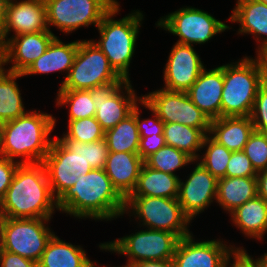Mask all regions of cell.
I'll return each instance as SVG.
<instances>
[{"label":"cell","instance_id":"obj_1","mask_svg":"<svg viewBox=\"0 0 267 267\" xmlns=\"http://www.w3.org/2000/svg\"><path fill=\"white\" fill-rule=\"evenodd\" d=\"M126 199L116 190L104 169H92L57 199L58 211L75 218L113 220L124 215Z\"/></svg>","mask_w":267,"mask_h":267},{"label":"cell","instance_id":"obj_2","mask_svg":"<svg viewBox=\"0 0 267 267\" xmlns=\"http://www.w3.org/2000/svg\"><path fill=\"white\" fill-rule=\"evenodd\" d=\"M55 208L44 164H20L0 200V213L8 218H51Z\"/></svg>","mask_w":267,"mask_h":267},{"label":"cell","instance_id":"obj_3","mask_svg":"<svg viewBox=\"0 0 267 267\" xmlns=\"http://www.w3.org/2000/svg\"><path fill=\"white\" fill-rule=\"evenodd\" d=\"M55 125L52 114L37 110L3 123L0 155L20 164L43 163L54 139L50 137Z\"/></svg>","mask_w":267,"mask_h":267},{"label":"cell","instance_id":"obj_4","mask_svg":"<svg viewBox=\"0 0 267 267\" xmlns=\"http://www.w3.org/2000/svg\"><path fill=\"white\" fill-rule=\"evenodd\" d=\"M119 6L117 2L103 16L101 23L97 26L100 40H92V42L105 54L113 69L129 81V65L132 63L137 36H139L144 16L139 10H133L122 19L115 20L113 17L120 11Z\"/></svg>","mask_w":267,"mask_h":267},{"label":"cell","instance_id":"obj_5","mask_svg":"<svg viewBox=\"0 0 267 267\" xmlns=\"http://www.w3.org/2000/svg\"><path fill=\"white\" fill-rule=\"evenodd\" d=\"M262 83V69L257 58L245 56L223 65L221 117L251 116Z\"/></svg>","mask_w":267,"mask_h":267},{"label":"cell","instance_id":"obj_6","mask_svg":"<svg viewBox=\"0 0 267 267\" xmlns=\"http://www.w3.org/2000/svg\"><path fill=\"white\" fill-rule=\"evenodd\" d=\"M130 212L140 220V227L168 231L179 238L192 234L188 229L191 219L184 213L177 198L128 196L124 214Z\"/></svg>","mask_w":267,"mask_h":267},{"label":"cell","instance_id":"obj_7","mask_svg":"<svg viewBox=\"0 0 267 267\" xmlns=\"http://www.w3.org/2000/svg\"><path fill=\"white\" fill-rule=\"evenodd\" d=\"M179 237L163 230L145 229L113 241L99 245L108 250L128 257V265L144 261L172 260Z\"/></svg>","mask_w":267,"mask_h":267},{"label":"cell","instance_id":"obj_8","mask_svg":"<svg viewBox=\"0 0 267 267\" xmlns=\"http://www.w3.org/2000/svg\"><path fill=\"white\" fill-rule=\"evenodd\" d=\"M43 164L56 199L77 182V177L92 170L83 157V143L57 137L53 139Z\"/></svg>","mask_w":267,"mask_h":267},{"label":"cell","instance_id":"obj_9","mask_svg":"<svg viewBox=\"0 0 267 267\" xmlns=\"http://www.w3.org/2000/svg\"><path fill=\"white\" fill-rule=\"evenodd\" d=\"M116 80H126L110 65L92 40H80L72 67L59 90H89Z\"/></svg>","mask_w":267,"mask_h":267},{"label":"cell","instance_id":"obj_10","mask_svg":"<svg viewBox=\"0 0 267 267\" xmlns=\"http://www.w3.org/2000/svg\"><path fill=\"white\" fill-rule=\"evenodd\" d=\"M156 26L178 36L176 43L192 46L204 44L215 35L230 29V26L208 12L188 6L162 16Z\"/></svg>","mask_w":267,"mask_h":267},{"label":"cell","instance_id":"obj_11","mask_svg":"<svg viewBox=\"0 0 267 267\" xmlns=\"http://www.w3.org/2000/svg\"><path fill=\"white\" fill-rule=\"evenodd\" d=\"M47 25L68 34L80 27H97L117 0H44Z\"/></svg>","mask_w":267,"mask_h":267},{"label":"cell","instance_id":"obj_12","mask_svg":"<svg viewBox=\"0 0 267 267\" xmlns=\"http://www.w3.org/2000/svg\"><path fill=\"white\" fill-rule=\"evenodd\" d=\"M50 219L4 217V250L39 262L48 242L55 234L46 226Z\"/></svg>","mask_w":267,"mask_h":267},{"label":"cell","instance_id":"obj_13","mask_svg":"<svg viewBox=\"0 0 267 267\" xmlns=\"http://www.w3.org/2000/svg\"><path fill=\"white\" fill-rule=\"evenodd\" d=\"M141 97L164 123H180L209 134L211 120L191 101L187 92L160 88Z\"/></svg>","mask_w":267,"mask_h":267},{"label":"cell","instance_id":"obj_14","mask_svg":"<svg viewBox=\"0 0 267 267\" xmlns=\"http://www.w3.org/2000/svg\"><path fill=\"white\" fill-rule=\"evenodd\" d=\"M90 93L96 107L94 117L104 131L124 120L142 100L136 95L130 80H116L97 86L90 89Z\"/></svg>","mask_w":267,"mask_h":267},{"label":"cell","instance_id":"obj_15","mask_svg":"<svg viewBox=\"0 0 267 267\" xmlns=\"http://www.w3.org/2000/svg\"><path fill=\"white\" fill-rule=\"evenodd\" d=\"M220 239L195 242L193 235L179 239L173 263L175 267H228L239 251Z\"/></svg>","mask_w":267,"mask_h":267},{"label":"cell","instance_id":"obj_16","mask_svg":"<svg viewBox=\"0 0 267 267\" xmlns=\"http://www.w3.org/2000/svg\"><path fill=\"white\" fill-rule=\"evenodd\" d=\"M55 37L52 31L11 36L0 47V66L12 63V66L5 70L24 73L46 51Z\"/></svg>","mask_w":267,"mask_h":267},{"label":"cell","instance_id":"obj_17","mask_svg":"<svg viewBox=\"0 0 267 267\" xmlns=\"http://www.w3.org/2000/svg\"><path fill=\"white\" fill-rule=\"evenodd\" d=\"M217 182L199 161L185 182L180 179L177 199L191 221L216 200Z\"/></svg>","mask_w":267,"mask_h":267},{"label":"cell","instance_id":"obj_18","mask_svg":"<svg viewBox=\"0 0 267 267\" xmlns=\"http://www.w3.org/2000/svg\"><path fill=\"white\" fill-rule=\"evenodd\" d=\"M204 67L192 45L175 43L163 70L165 84L162 88L187 92Z\"/></svg>","mask_w":267,"mask_h":267},{"label":"cell","instance_id":"obj_19","mask_svg":"<svg viewBox=\"0 0 267 267\" xmlns=\"http://www.w3.org/2000/svg\"><path fill=\"white\" fill-rule=\"evenodd\" d=\"M11 30L17 36L24 33L51 31L47 25L44 0H10L4 21L0 47L8 40Z\"/></svg>","mask_w":267,"mask_h":267},{"label":"cell","instance_id":"obj_20","mask_svg":"<svg viewBox=\"0 0 267 267\" xmlns=\"http://www.w3.org/2000/svg\"><path fill=\"white\" fill-rule=\"evenodd\" d=\"M223 65L209 71L204 68L187 91L191 101L210 119L221 117Z\"/></svg>","mask_w":267,"mask_h":267},{"label":"cell","instance_id":"obj_21","mask_svg":"<svg viewBox=\"0 0 267 267\" xmlns=\"http://www.w3.org/2000/svg\"><path fill=\"white\" fill-rule=\"evenodd\" d=\"M144 164L138 153L108 152L104 171L116 190L126 199L134 190Z\"/></svg>","mask_w":267,"mask_h":267},{"label":"cell","instance_id":"obj_22","mask_svg":"<svg viewBox=\"0 0 267 267\" xmlns=\"http://www.w3.org/2000/svg\"><path fill=\"white\" fill-rule=\"evenodd\" d=\"M236 4L229 21L239 23L238 34L254 35L260 43L257 51L267 47V5L257 0H237Z\"/></svg>","mask_w":267,"mask_h":267},{"label":"cell","instance_id":"obj_23","mask_svg":"<svg viewBox=\"0 0 267 267\" xmlns=\"http://www.w3.org/2000/svg\"><path fill=\"white\" fill-rule=\"evenodd\" d=\"M78 45L79 40L65 44L56 36L46 51L23 73V76L65 71L67 74L61 83L62 85L73 65Z\"/></svg>","mask_w":267,"mask_h":267},{"label":"cell","instance_id":"obj_24","mask_svg":"<svg viewBox=\"0 0 267 267\" xmlns=\"http://www.w3.org/2000/svg\"><path fill=\"white\" fill-rule=\"evenodd\" d=\"M254 131L250 116L219 117L210 121L209 135L232 152L243 151Z\"/></svg>","mask_w":267,"mask_h":267},{"label":"cell","instance_id":"obj_25","mask_svg":"<svg viewBox=\"0 0 267 267\" xmlns=\"http://www.w3.org/2000/svg\"><path fill=\"white\" fill-rule=\"evenodd\" d=\"M231 221L248 238L264 239L267 232V201L256 196L230 213Z\"/></svg>","mask_w":267,"mask_h":267},{"label":"cell","instance_id":"obj_26","mask_svg":"<svg viewBox=\"0 0 267 267\" xmlns=\"http://www.w3.org/2000/svg\"><path fill=\"white\" fill-rule=\"evenodd\" d=\"M258 195L257 177H222L217 182L216 203L231 213Z\"/></svg>","mask_w":267,"mask_h":267},{"label":"cell","instance_id":"obj_27","mask_svg":"<svg viewBox=\"0 0 267 267\" xmlns=\"http://www.w3.org/2000/svg\"><path fill=\"white\" fill-rule=\"evenodd\" d=\"M39 267H97L83 247L67 243L53 235L39 260Z\"/></svg>","mask_w":267,"mask_h":267},{"label":"cell","instance_id":"obj_28","mask_svg":"<svg viewBox=\"0 0 267 267\" xmlns=\"http://www.w3.org/2000/svg\"><path fill=\"white\" fill-rule=\"evenodd\" d=\"M179 184V176L157 171L143 164L137 184L129 196L177 198Z\"/></svg>","mask_w":267,"mask_h":267},{"label":"cell","instance_id":"obj_29","mask_svg":"<svg viewBox=\"0 0 267 267\" xmlns=\"http://www.w3.org/2000/svg\"><path fill=\"white\" fill-rule=\"evenodd\" d=\"M23 77V73H14L0 66V122L5 123L24 115L22 96L16 79Z\"/></svg>","mask_w":267,"mask_h":267},{"label":"cell","instance_id":"obj_30","mask_svg":"<svg viewBox=\"0 0 267 267\" xmlns=\"http://www.w3.org/2000/svg\"><path fill=\"white\" fill-rule=\"evenodd\" d=\"M163 134L166 145L185 152L195 161L200 157L197 152L201 151L206 137L202 130L180 123H164Z\"/></svg>","mask_w":267,"mask_h":267},{"label":"cell","instance_id":"obj_31","mask_svg":"<svg viewBox=\"0 0 267 267\" xmlns=\"http://www.w3.org/2000/svg\"><path fill=\"white\" fill-rule=\"evenodd\" d=\"M104 139L109 152L138 153L140 134L136 124V111L133 110L124 120L105 131Z\"/></svg>","mask_w":267,"mask_h":267},{"label":"cell","instance_id":"obj_32","mask_svg":"<svg viewBox=\"0 0 267 267\" xmlns=\"http://www.w3.org/2000/svg\"><path fill=\"white\" fill-rule=\"evenodd\" d=\"M56 106H69V120L95 116L96 107L89 90H58Z\"/></svg>","mask_w":267,"mask_h":267},{"label":"cell","instance_id":"obj_33","mask_svg":"<svg viewBox=\"0 0 267 267\" xmlns=\"http://www.w3.org/2000/svg\"><path fill=\"white\" fill-rule=\"evenodd\" d=\"M195 164L190 156L172 146L165 145L144 160L154 170L177 175L174 172L188 164Z\"/></svg>","mask_w":267,"mask_h":267},{"label":"cell","instance_id":"obj_34","mask_svg":"<svg viewBox=\"0 0 267 267\" xmlns=\"http://www.w3.org/2000/svg\"><path fill=\"white\" fill-rule=\"evenodd\" d=\"M206 147L203 157H199L197 161L217 179L225 177L228 161L230 160L232 151L225 146L216 142L209 134L203 141L202 150Z\"/></svg>","mask_w":267,"mask_h":267},{"label":"cell","instance_id":"obj_35","mask_svg":"<svg viewBox=\"0 0 267 267\" xmlns=\"http://www.w3.org/2000/svg\"><path fill=\"white\" fill-rule=\"evenodd\" d=\"M105 131L94 116L68 121V129L62 137L81 143H89L104 139Z\"/></svg>","mask_w":267,"mask_h":267},{"label":"cell","instance_id":"obj_36","mask_svg":"<svg viewBox=\"0 0 267 267\" xmlns=\"http://www.w3.org/2000/svg\"><path fill=\"white\" fill-rule=\"evenodd\" d=\"M243 152L250 159L257 172L267 168V134L254 131L249 136Z\"/></svg>","mask_w":267,"mask_h":267},{"label":"cell","instance_id":"obj_37","mask_svg":"<svg viewBox=\"0 0 267 267\" xmlns=\"http://www.w3.org/2000/svg\"><path fill=\"white\" fill-rule=\"evenodd\" d=\"M258 172L243 151L232 152L225 177H254Z\"/></svg>","mask_w":267,"mask_h":267},{"label":"cell","instance_id":"obj_38","mask_svg":"<svg viewBox=\"0 0 267 267\" xmlns=\"http://www.w3.org/2000/svg\"><path fill=\"white\" fill-rule=\"evenodd\" d=\"M254 129L267 134V84L260 85L251 113Z\"/></svg>","mask_w":267,"mask_h":267},{"label":"cell","instance_id":"obj_39","mask_svg":"<svg viewBox=\"0 0 267 267\" xmlns=\"http://www.w3.org/2000/svg\"><path fill=\"white\" fill-rule=\"evenodd\" d=\"M108 152L105 139L83 143V157L92 169H104Z\"/></svg>","mask_w":267,"mask_h":267},{"label":"cell","instance_id":"obj_40","mask_svg":"<svg viewBox=\"0 0 267 267\" xmlns=\"http://www.w3.org/2000/svg\"><path fill=\"white\" fill-rule=\"evenodd\" d=\"M140 104L150 112H152L153 119H142L140 116V109L138 104L134 107L136 111V124L140 136H152L153 134H163L164 122L158 117V115L143 101ZM142 119V120H141Z\"/></svg>","mask_w":267,"mask_h":267},{"label":"cell","instance_id":"obj_41","mask_svg":"<svg viewBox=\"0 0 267 267\" xmlns=\"http://www.w3.org/2000/svg\"><path fill=\"white\" fill-rule=\"evenodd\" d=\"M19 165V162L0 155V200L4 197L9 188Z\"/></svg>","mask_w":267,"mask_h":267},{"label":"cell","instance_id":"obj_42","mask_svg":"<svg viewBox=\"0 0 267 267\" xmlns=\"http://www.w3.org/2000/svg\"><path fill=\"white\" fill-rule=\"evenodd\" d=\"M164 134H153L152 136H140V144L138 154L145 160L147 157L155 153L161 147L165 146Z\"/></svg>","mask_w":267,"mask_h":267},{"label":"cell","instance_id":"obj_43","mask_svg":"<svg viewBox=\"0 0 267 267\" xmlns=\"http://www.w3.org/2000/svg\"><path fill=\"white\" fill-rule=\"evenodd\" d=\"M0 267H39V263L4 250L0 256Z\"/></svg>","mask_w":267,"mask_h":267},{"label":"cell","instance_id":"obj_44","mask_svg":"<svg viewBox=\"0 0 267 267\" xmlns=\"http://www.w3.org/2000/svg\"><path fill=\"white\" fill-rule=\"evenodd\" d=\"M238 254L251 266V267H267V253H264L260 258L254 259L243 247H239Z\"/></svg>","mask_w":267,"mask_h":267},{"label":"cell","instance_id":"obj_45","mask_svg":"<svg viewBox=\"0 0 267 267\" xmlns=\"http://www.w3.org/2000/svg\"><path fill=\"white\" fill-rule=\"evenodd\" d=\"M256 177L258 196L267 201V168L259 171Z\"/></svg>","mask_w":267,"mask_h":267},{"label":"cell","instance_id":"obj_46","mask_svg":"<svg viewBox=\"0 0 267 267\" xmlns=\"http://www.w3.org/2000/svg\"><path fill=\"white\" fill-rule=\"evenodd\" d=\"M127 267H175L172 260L144 261L128 265Z\"/></svg>","mask_w":267,"mask_h":267},{"label":"cell","instance_id":"obj_47","mask_svg":"<svg viewBox=\"0 0 267 267\" xmlns=\"http://www.w3.org/2000/svg\"><path fill=\"white\" fill-rule=\"evenodd\" d=\"M257 56H255L261 65L263 82L267 84V47L256 51Z\"/></svg>","mask_w":267,"mask_h":267},{"label":"cell","instance_id":"obj_48","mask_svg":"<svg viewBox=\"0 0 267 267\" xmlns=\"http://www.w3.org/2000/svg\"><path fill=\"white\" fill-rule=\"evenodd\" d=\"M9 1L10 0H0V39L3 36L5 15Z\"/></svg>","mask_w":267,"mask_h":267},{"label":"cell","instance_id":"obj_49","mask_svg":"<svg viewBox=\"0 0 267 267\" xmlns=\"http://www.w3.org/2000/svg\"><path fill=\"white\" fill-rule=\"evenodd\" d=\"M233 263H229L228 267H251L239 254L233 258Z\"/></svg>","mask_w":267,"mask_h":267},{"label":"cell","instance_id":"obj_50","mask_svg":"<svg viewBox=\"0 0 267 267\" xmlns=\"http://www.w3.org/2000/svg\"><path fill=\"white\" fill-rule=\"evenodd\" d=\"M3 230H4V216L0 213V256L4 252Z\"/></svg>","mask_w":267,"mask_h":267},{"label":"cell","instance_id":"obj_51","mask_svg":"<svg viewBox=\"0 0 267 267\" xmlns=\"http://www.w3.org/2000/svg\"><path fill=\"white\" fill-rule=\"evenodd\" d=\"M2 127L3 123L0 122V152H1Z\"/></svg>","mask_w":267,"mask_h":267},{"label":"cell","instance_id":"obj_52","mask_svg":"<svg viewBox=\"0 0 267 267\" xmlns=\"http://www.w3.org/2000/svg\"><path fill=\"white\" fill-rule=\"evenodd\" d=\"M257 1L265 3L267 5V0H257Z\"/></svg>","mask_w":267,"mask_h":267}]
</instances>
